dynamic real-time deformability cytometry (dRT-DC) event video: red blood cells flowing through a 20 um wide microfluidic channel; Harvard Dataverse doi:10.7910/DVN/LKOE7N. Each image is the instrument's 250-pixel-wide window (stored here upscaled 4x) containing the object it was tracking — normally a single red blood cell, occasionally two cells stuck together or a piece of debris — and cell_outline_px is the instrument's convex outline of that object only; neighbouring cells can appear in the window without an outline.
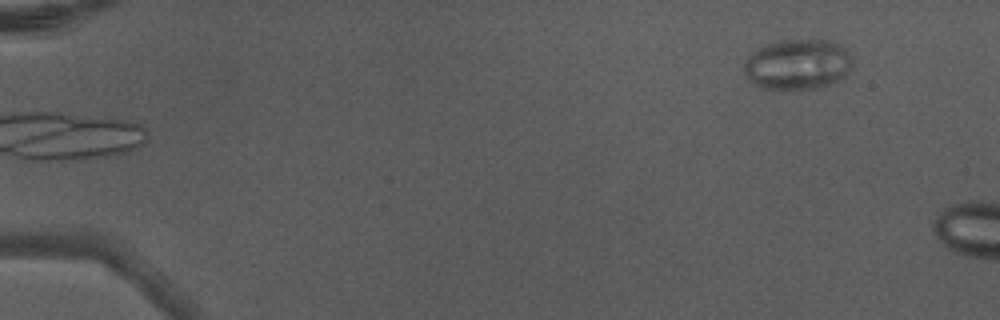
{"species": "Egyptian fruit bat (a non-hibernating species)", "species_latin": "Rousettus aegyptiacus", "temperature_condition": "warm", "stored_images_in_passage": 5, "camera_frame_rate_fps": 3000, "um_per_image_px": 0.085, "animal": {"sex": "male"}, "frame": {"image": 1, "passage_image": 5, "time_ms": 1.333, "image_size_px": [1000, 320], "cell_outline_px": [[852, 60], [848, 72], [844, 76], [828, 84], [816, 88], [760, 88], [744, 72], [744, 60], [756, 48], [764, 44], [780, 40], [832, 40], [848, 48], [852, 56]], "centroid_in_image_um": [67.81, 5.42], "position_along_channel_um": 17.2, "area_um2": 31.79}}